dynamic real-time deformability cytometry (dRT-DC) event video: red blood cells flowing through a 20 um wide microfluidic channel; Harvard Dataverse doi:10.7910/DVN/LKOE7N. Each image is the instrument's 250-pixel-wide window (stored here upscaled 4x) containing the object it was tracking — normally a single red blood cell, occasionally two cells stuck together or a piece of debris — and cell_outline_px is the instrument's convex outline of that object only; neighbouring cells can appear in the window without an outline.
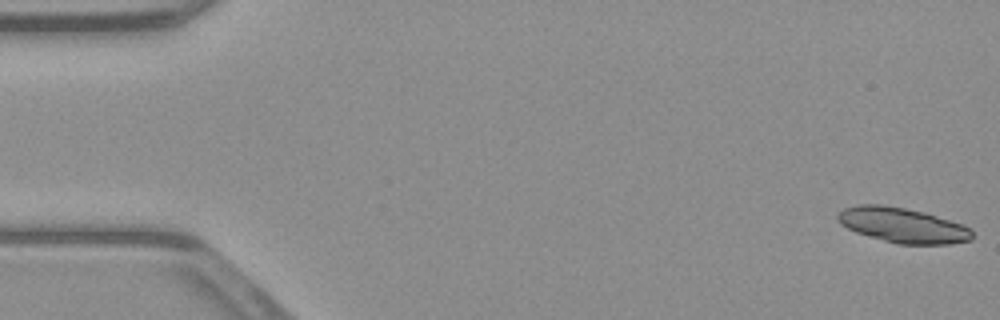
{"species": "common noctule bat (a hibernating species)", "species_latin": "Nyctalus noctula", "temperature_condition": "warm", "stored_images_in_passage": 53, "camera_frame_rate_fps": 3000, "um_per_image_px": 0.085, "animal": {"sex": "male", "body_mass_g": 23.1, "forearm_length_mm": 52.7}, "frame": {"image": 1, "passage_image": 1, "time_ms": 0.0, "image_size_px": [1000, 320], "cell_outline_px": [[972, 240], [948, 244], [896, 244], [868, 236], [856, 232], [840, 224], [836, 220], [836, 216], [844, 208], [856, 204], [880, 204], [904, 208], [924, 212], [972, 228]], "centroid_in_image_um": [76.69, 19.14], "position_along_channel_um": 8.3, "area_um2": 27.4}}
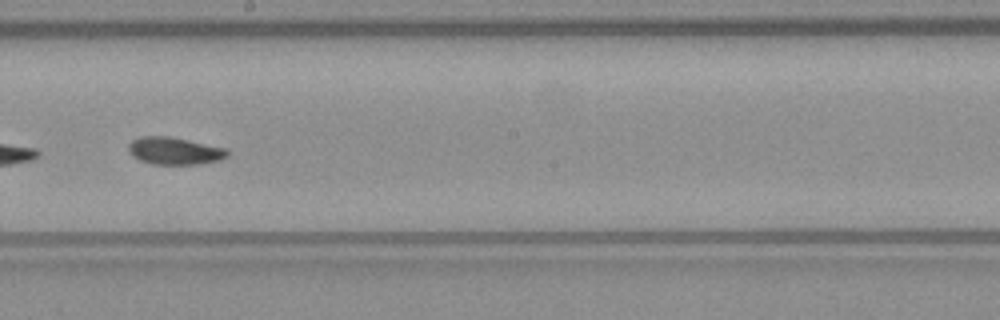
{"frame": {"image": 2, "passage_image": 30, "time_ms": 9.667, "image_size_px": [1000, 320], "cell_outline_px": [[228, 156], [220, 160], [200, 164], [152, 164], [140, 160], [132, 156], [128, 152], [128, 144], [132, 140], [140, 136], [168, 136], [224, 148], [228, 152]], "centroid_in_image_um": [14.78, 12.83], "position_along_channel_um": 233.4, "area_um2": 15.66}}
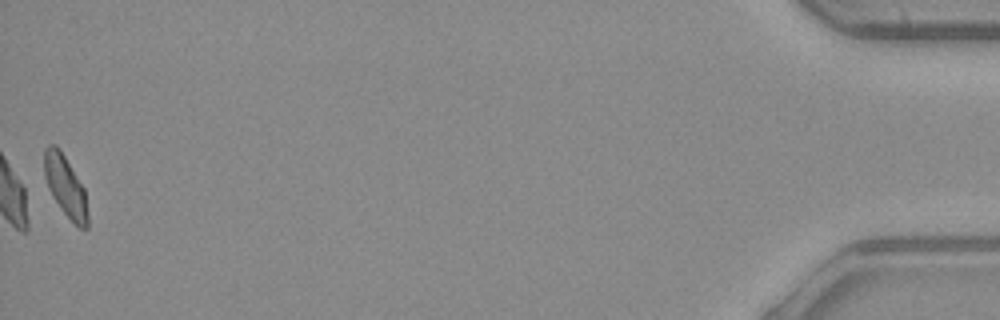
{"frame": {"image": 3, "passage_image": 53, "time_ms": 17.333, "image_size_px": [1000, 320], "cell_outline_px": [[88, 228], [80, 228], [60, 208], [52, 196], [48, 188], [44, 176], [44, 148], [48, 144], [56, 144], [60, 148], [84, 188], [88, 216]], "centroid_in_image_um": [5.54, 15.78], "position_along_channel_um": 429.7, "area_um2": 15.43}, "authors_computed_cell_mechanics": {"area_um2": 15.8372, "velocity_mm_per_s": 3.9216, "shape_relaxation_time_tau1_ms": null, "shape_relaxation_time_tau2_ms": 3.1823, "deformation_change_tau1": null, "deformation_change_tau2": 0.0476}}